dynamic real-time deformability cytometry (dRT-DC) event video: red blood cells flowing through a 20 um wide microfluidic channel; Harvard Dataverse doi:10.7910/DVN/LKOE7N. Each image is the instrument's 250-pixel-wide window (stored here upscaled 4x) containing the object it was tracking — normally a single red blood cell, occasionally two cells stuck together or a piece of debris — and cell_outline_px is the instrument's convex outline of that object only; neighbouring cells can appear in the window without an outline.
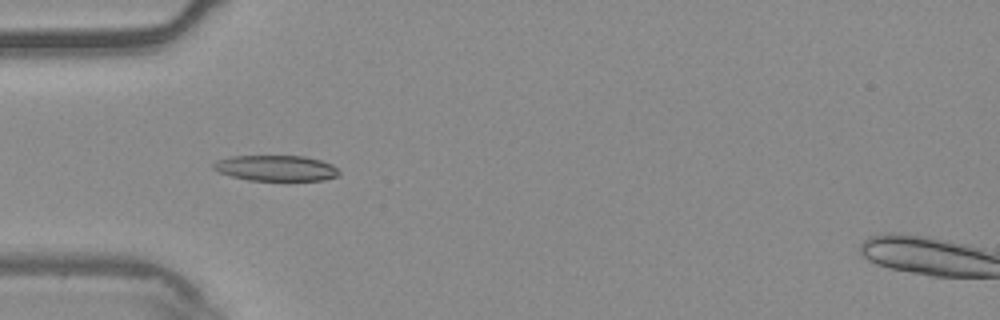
{"species": "common noctule bat (a hibernating species)", "species_latin": "Nyctalus noctula", "temperature_condition": "warm", "stored_images_in_passage": 54, "camera_frame_rate_fps": 3000, "um_per_image_px": 0.085, "animal": {"sex": "male", "body_mass_g": 20.4}, "frame": {"image": 1, "passage_image": 17, "time_ms": 5.333, "image_size_px": [1000, 320], "cell_outline_px": [[340, 172], [336, 176], [324, 180], [248, 180], [232, 176], [220, 172], [212, 168], [212, 164], [216, 160], [232, 156], [304, 156], [320, 160], [332, 164]], "centroid_in_image_um": [23.44, 14.28], "position_along_channel_um": 61.6, "area_um2": 18.67}}
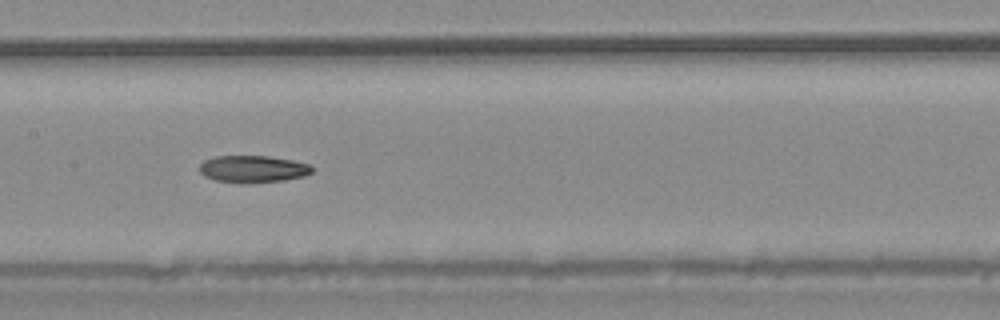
{"frame": {"image": 2, "passage_image": 27, "time_ms": 8.667, "image_size_px": [1000, 320], "cell_outline_px": [[312, 172], [304, 176], [284, 180], [216, 180], [204, 176], [200, 172], [200, 164], [204, 160], [216, 156], [268, 156], [292, 160], [312, 164]], "centroid_in_image_um": [21.53, 14.31], "position_along_channel_um": 185.9, "area_um2": 16.88}}
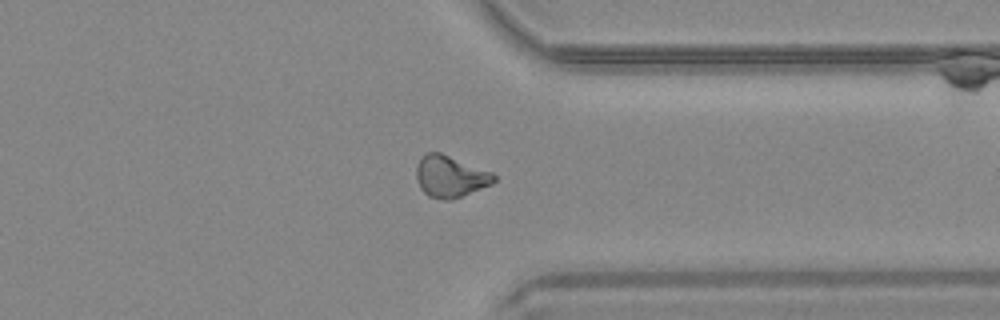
{"frame": {"image": 3, "passage_image": 42, "time_ms": 13.667, "image_size_px": [1000, 320], "cell_outline_px": [[496, 180], [492, 184], [452, 200], [444, 200], [428, 196], [420, 188], [416, 180], [416, 168], [420, 156], [424, 152], [440, 152], [492, 172], [496, 176]], "centroid_in_image_um": [38.24, 14.99], "position_along_channel_um": 373.2, "area_um2": 19.02}}